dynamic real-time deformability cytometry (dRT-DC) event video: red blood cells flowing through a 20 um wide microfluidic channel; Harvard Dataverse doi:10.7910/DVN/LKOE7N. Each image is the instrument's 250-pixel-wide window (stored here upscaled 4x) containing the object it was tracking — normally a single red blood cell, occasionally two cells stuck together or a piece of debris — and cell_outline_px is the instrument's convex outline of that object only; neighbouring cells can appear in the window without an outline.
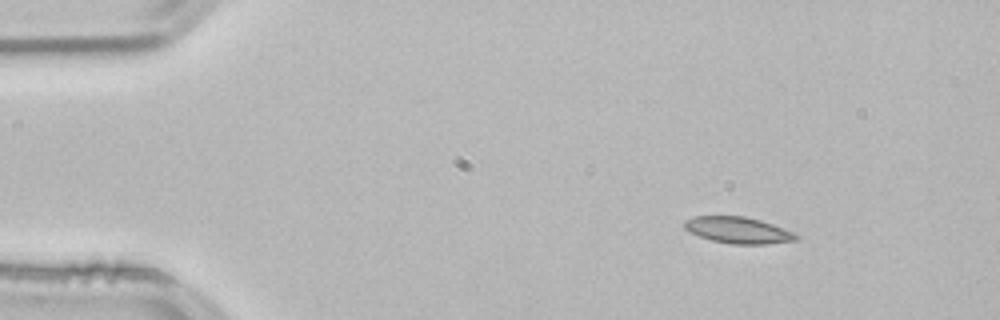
{"species": "common noctule bat (a hibernating species)", "species_latin": "Nyctalus noctula", "temperature_condition": "room temperature", "stored_images_in_passage": 47, "camera_frame_rate_fps": 3000, "um_per_image_px": 0.085, "animal": {"sex": "male", "body_mass_g": 21.5, "forearm_length_mm": 52.0}, "frame": {"image": 1, "passage_image": 1, "time_ms": 0.0, "image_size_px": [1000, 320], "cell_outline_px": [[800, 236], [796, 240], [768, 244], [732, 244], [712, 240], [700, 236], [684, 228], [684, 220], [692, 216], [744, 216], [760, 220], [784, 228]], "centroid_in_image_um": [62.74, 19.56], "position_along_channel_um": 22.3, "area_um2": 17.11}}
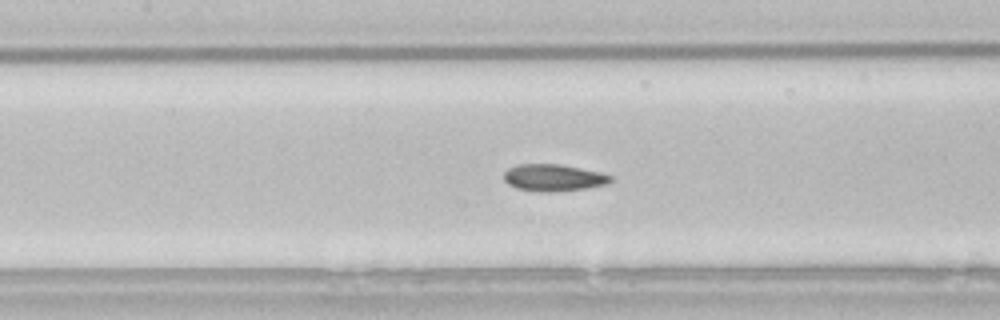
{"frame": {"image": 2, "passage_image": 18, "time_ms": 5.667, "image_size_px": [1000, 320], "cell_outline_px": [[612, 180], [604, 184], [588, 188], [548, 192], [540, 192], [516, 188], [508, 184], [504, 180], [504, 172], [508, 168], [516, 164], [560, 164], [600, 172], [612, 176]], "centroid_in_image_um": [47.01, 15.1], "position_along_channel_um": 160.4, "area_um2": 16.7}}
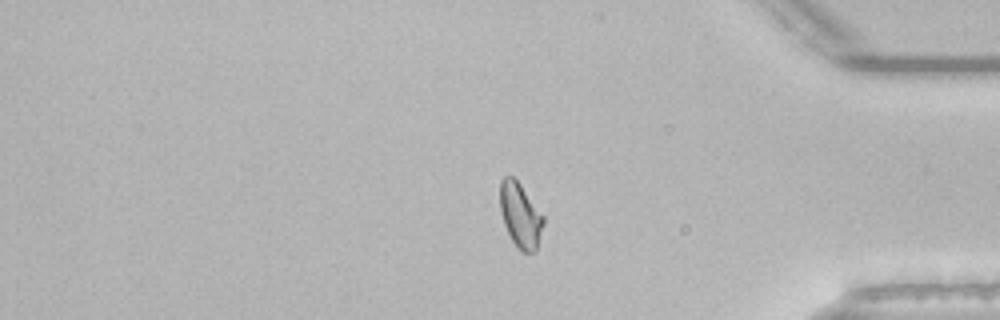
{"frame": {"image": 3, "passage_image": 38, "time_ms": 12.333, "image_size_px": [1000, 320], "cell_outline_px": [[544, 224], [536, 252], [524, 252], [512, 240], [504, 224], [500, 212], [500, 180], [504, 176], [512, 176], [520, 184], [544, 216]], "centroid_in_image_um": [44.23, 18.28], "position_along_channel_um": 391.0, "area_um2": 16.24}, "authors_computed_cell_mechanics": {"area_um2": 16.6464, "velocity_mm_per_s": 3.8234, "shape_relaxation_time_tau1_ms": 7.5855, "shape_relaxation_time_tau2_ms": 2.2376, "deformation_change_tau1": 0.1441, "deformation_change_tau2": 0.064}}